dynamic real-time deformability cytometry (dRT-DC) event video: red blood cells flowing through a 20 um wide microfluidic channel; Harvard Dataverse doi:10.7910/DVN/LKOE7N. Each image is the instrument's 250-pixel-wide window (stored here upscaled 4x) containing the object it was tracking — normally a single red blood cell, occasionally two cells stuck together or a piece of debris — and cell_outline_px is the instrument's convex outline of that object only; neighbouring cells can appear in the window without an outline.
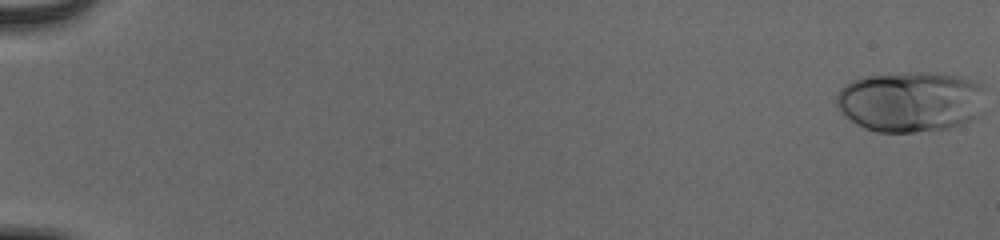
{"species": "human", "species_latin": "Homo sapiens", "temperature_condition": "cold", "stored_images_in_passage": 55, "camera_frame_rate_fps": 3000, "um_per_image_px": 0.085, "donor": {"sex": "male"}, "frame": {"image": 1, "passage_image": 1, "time_ms": 0.0, "image_size_px": [1000, 240], "cell_outline_px": [[984, 88], [980, 116], [960, 124], [948, 128], [912, 132], [876, 132], [864, 128], [856, 124], [844, 116], [840, 112], [836, 104], [836, 96], [840, 88], [844, 84], [860, 76], [900, 72], [936, 72], [960, 76], [972, 80], [980, 84]], "centroid_in_image_um": [77.35, 8.61], "position_along_channel_um": 7.6, "area_um2": 53.41}}
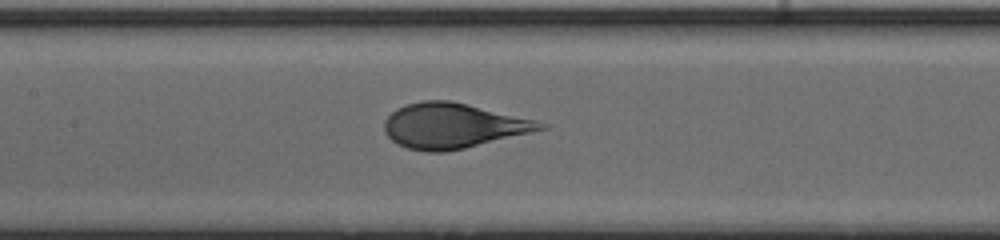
{"frame": {"image": 2, "passage_image": 29, "time_ms": 9.333, "image_size_px": [1000, 240], "cell_outline_px": [[548, 128], [464, 148], [444, 152], [428, 152], [408, 148], [396, 144], [384, 132], [384, 120], [396, 108], [408, 104], [424, 100], [448, 100], [468, 104], [536, 120], [548, 124]], "centroid_in_image_um": [38.48, 10.69], "position_along_channel_um": 168.9, "area_um2": 40.75}}
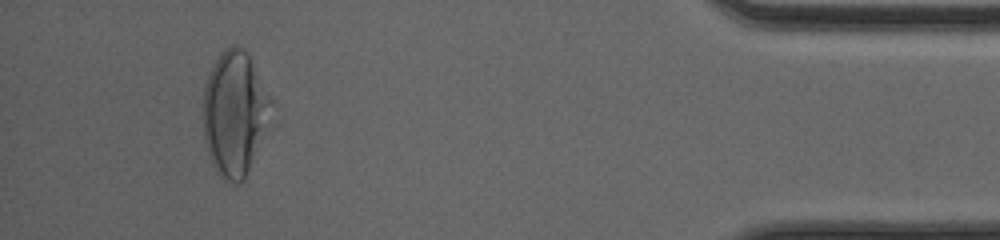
{"frame": {"image": 3, "passage_image": 52, "time_ms": 17.0, "image_size_px": [1000, 240], "cell_outline_px": [[272, 100], [244, 180], [240, 184], [236, 184], [224, 180], [216, 172], [208, 156], [204, 140], [204, 84], [208, 72], [220, 52], [224, 48], [232, 44], [236, 44], [244, 48], [248, 52]], "centroid_in_image_um": [19.87, 9.56], "position_along_channel_um": 415.3, "area_um2": 48.32}, "authors_computed_cell_mechanics": {"area_um2": 44.8528, "velocity_mm_per_s": 3.8883, "shape_relaxation_time_tau1_ms": 3.1812, "shape_relaxation_time_tau2_ms": null, "deformation_change_tau1": 0.1689, "deformation_change_tau2": null}}